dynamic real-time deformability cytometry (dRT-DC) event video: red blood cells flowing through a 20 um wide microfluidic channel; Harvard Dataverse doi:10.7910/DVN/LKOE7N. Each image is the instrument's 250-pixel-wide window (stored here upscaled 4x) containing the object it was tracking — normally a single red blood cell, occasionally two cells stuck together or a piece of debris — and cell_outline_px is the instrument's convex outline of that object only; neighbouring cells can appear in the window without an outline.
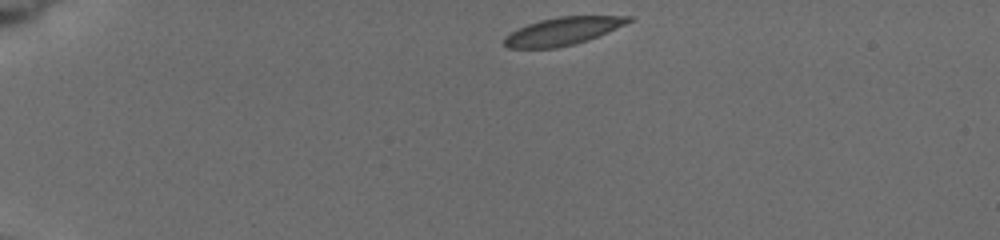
{"species": "common noctule bat (a hibernating species)", "species_latin": "Nyctalus noctula", "temperature_condition": "cold", "stored_images_in_passage": 4, "camera_frame_rate_fps": 3000, "um_per_image_px": 0.085, "animal": {"sex": "female", "body_mass_g": 19.5, "forearm_length_mm": 54.1}, "frame": {"image": 1, "passage_image": 1, "time_ms": 0.0, "image_size_px": [1000, 240], "cell_outline_px": [[632, 20], [624, 24], [588, 40], [556, 48], [508, 48], [504, 44], [504, 36], [528, 24], [540, 20], [556, 16], [632, 16]], "centroid_in_image_um": [47.8, 2.65], "position_along_channel_um": 37.2, "area_um2": 19.77}}
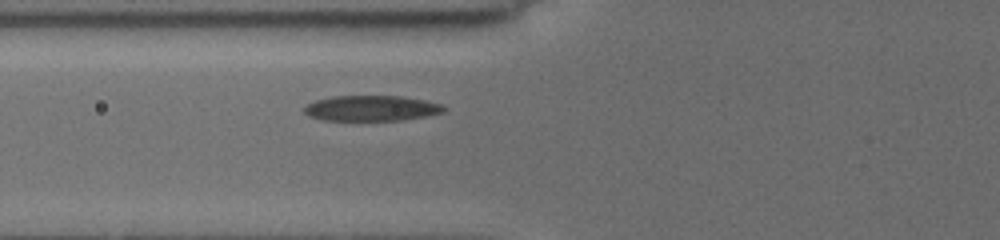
{"frame": {"image": 2, "passage_image": 4, "time_ms": 3.333, "image_size_px": [1000, 240], "cell_outline_px": [[448, 108], [444, 112], [404, 120], [324, 120], [308, 116], [304, 112], [304, 108], [308, 104], [316, 100], [332, 96], [400, 96], [424, 100], [444, 104]], "centroid_in_image_um": [31.6, 9.2], "position_along_channel_um": 94.2, "area_um2": 20.75}}